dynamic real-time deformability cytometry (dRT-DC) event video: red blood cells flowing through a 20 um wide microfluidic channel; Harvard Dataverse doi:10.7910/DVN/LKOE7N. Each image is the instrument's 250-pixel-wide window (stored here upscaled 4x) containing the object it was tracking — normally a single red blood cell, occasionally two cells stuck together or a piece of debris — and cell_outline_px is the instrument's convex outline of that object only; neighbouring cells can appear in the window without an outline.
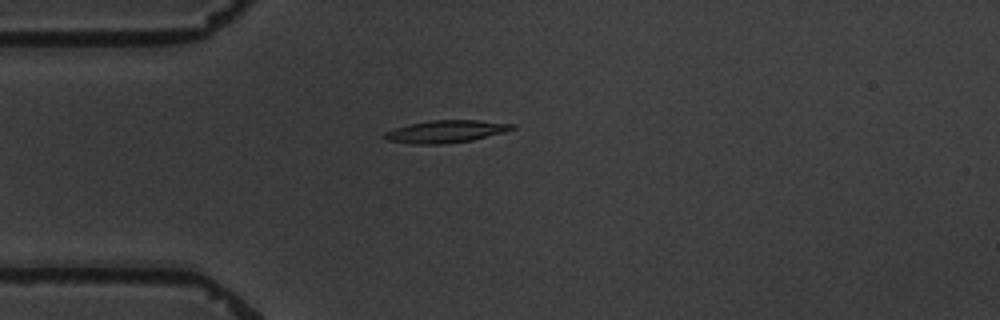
{"species": "common noctule bat (a hibernating species)", "species_latin": "Nyctalus noctula", "temperature_condition": "warm", "stored_images_in_passage": 4, "camera_frame_rate_fps": 3000, "um_per_image_px": 0.085, "animal": {"sex": "male", "body_mass_g": 19.5, "forearm_length_mm": 54.6}, "frame": {"image": 1, "passage_image": 4, "time_ms": 4.333, "image_size_px": [1000, 320], "cell_outline_px": [[516, 128], [504, 132], [472, 140], [444, 144], [412, 144], [388, 140], [384, 136], [384, 132], [408, 124], [432, 120], [476, 120], [516, 124]], "centroid_in_image_um": [37.92, 11.17], "position_along_channel_um": 47.1, "area_um2": 16.59}}